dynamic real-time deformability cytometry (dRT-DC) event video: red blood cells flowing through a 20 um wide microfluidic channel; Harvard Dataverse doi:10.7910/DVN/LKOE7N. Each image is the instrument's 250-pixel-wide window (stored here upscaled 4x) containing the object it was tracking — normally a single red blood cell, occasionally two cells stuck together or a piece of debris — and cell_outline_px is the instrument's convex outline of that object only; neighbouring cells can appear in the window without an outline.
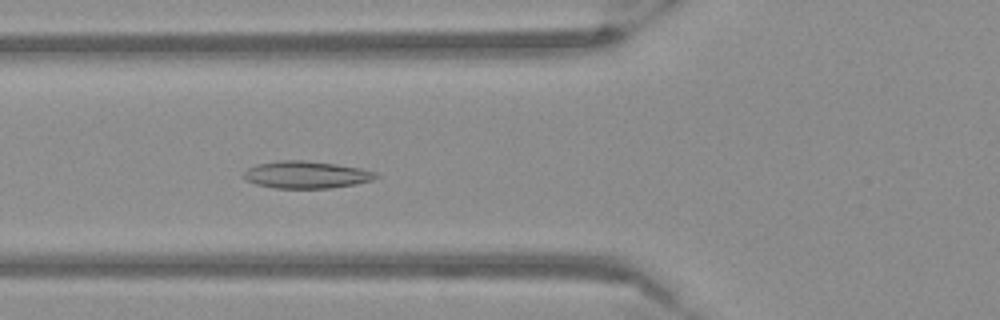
{"species": "Egyptian fruit bat (a non-hibernating species)", "species_latin": "Rousettus aegyptiacus", "temperature_condition": "warm", "stored_images_in_passage": 54, "camera_frame_rate_fps": 3000, "um_per_image_px": 0.085, "frame": {"image": 1, "passage_image": 20, "time_ms": 6.333, "image_size_px": [1000, 320], "cell_outline_px": [[380, 176], [372, 180], [356, 184], [328, 188], [272, 188], [256, 184], [244, 180], [244, 172], [248, 168], [256, 164], [280, 160], [304, 160], [336, 164], [360, 168], [376, 172]], "centroid_in_image_um": [26.02, 14.85], "position_along_channel_um": 99.8, "area_um2": 21.04}}
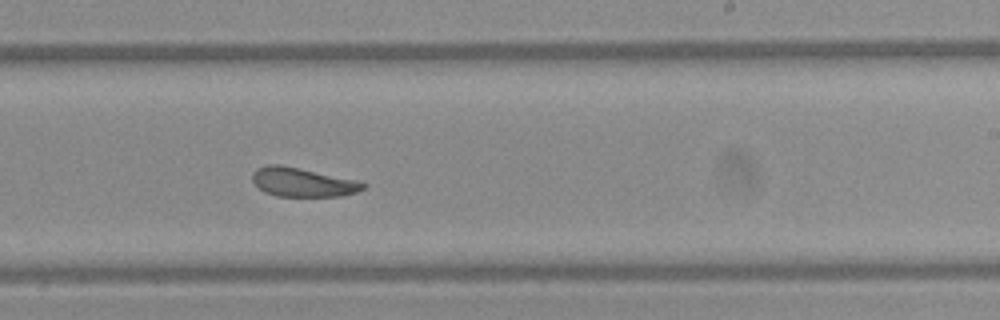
{"frame": {"image": 2, "passage_image": 33, "time_ms": 10.667, "image_size_px": [1000, 320], "cell_outline_px": [[368, 184], [364, 188], [356, 192], [344, 196], [276, 196], [264, 192], [252, 180], [252, 176], [256, 168], [268, 164], [280, 164], [300, 168], [356, 180]], "centroid_in_image_um": [25.72, 15.49], "position_along_channel_um": 263.3, "area_um2": 18.67}}
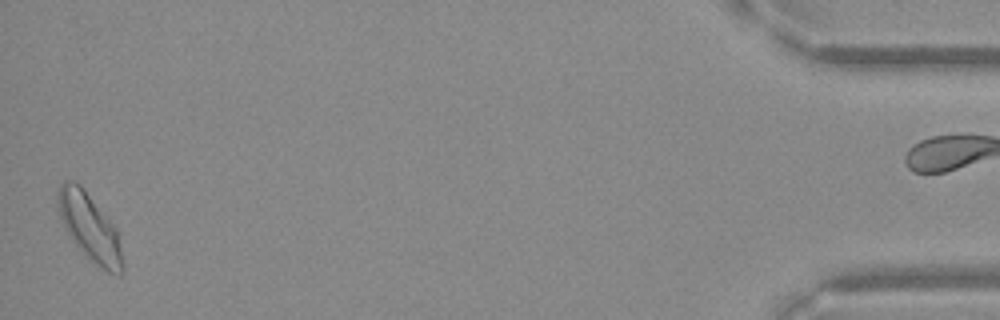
{"frame": {"image": 3, "passage_image": 53, "time_ms": 17.333, "image_size_px": [1000, 320], "cell_outline_px": [[124, 268], [120, 276], [108, 272], [96, 264], [72, 240], [60, 216], [56, 204], [60, 184], [64, 180], [76, 180], [80, 184], [116, 228], [124, 264]], "centroid_in_image_um": [7.62, 19.3], "position_along_channel_um": 427.6, "area_um2": 24.85}}